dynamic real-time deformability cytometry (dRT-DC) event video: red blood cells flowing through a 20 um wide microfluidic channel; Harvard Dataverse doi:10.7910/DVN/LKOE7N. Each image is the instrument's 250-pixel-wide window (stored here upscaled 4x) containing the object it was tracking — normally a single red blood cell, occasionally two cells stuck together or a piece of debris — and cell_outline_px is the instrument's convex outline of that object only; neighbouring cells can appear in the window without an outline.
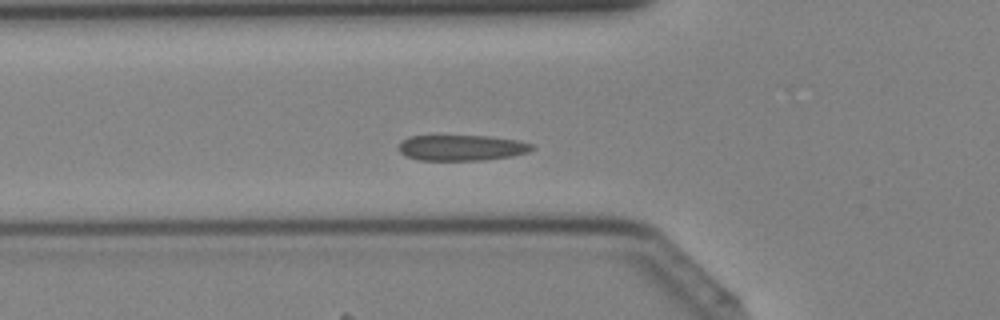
{"species": "Egyptian fruit bat (a non-hibernating species)", "species_latin": "Rousettus aegyptiacus", "temperature_condition": "cold", "stored_images_in_passage": 41, "segment_of_instrument_passage": [1, 2], "camera_frame_rate_fps": 3000, "um_per_image_px": 0.085, "animal": {"sex": "female"}, "frame": {"image": 1, "passage_image": 12, "time_ms": 3.667, "image_size_px": [1000, 320], "cell_outline_px": [[536, 148], [528, 152], [512, 156], [484, 160], [420, 160], [404, 156], [400, 152], [400, 140], [408, 136], [488, 136], [516, 140], [532, 144]], "centroid_in_image_um": [39.23, 12.56], "position_along_channel_um": 86.6, "area_um2": 20.0}}
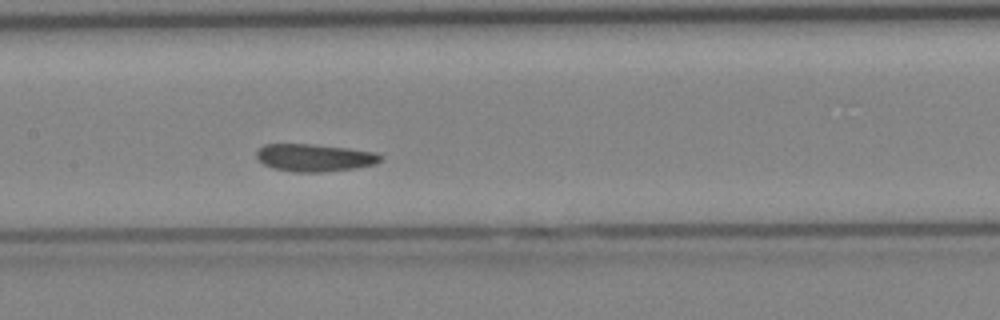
{"frame": {"image": 2, "passage_image": 18, "time_ms": 5.667, "image_size_px": [1000, 320], "cell_outline_px": [[384, 160], [376, 164], [356, 168], [324, 172], [292, 172], [272, 168], [264, 164], [256, 156], [256, 152], [264, 144], [312, 144], [348, 148], [376, 152], [384, 156]], "centroid_in_image_um": [26.79, 13.41], "position_along_channel_um": 180.6, "area_um2": 20.11}}
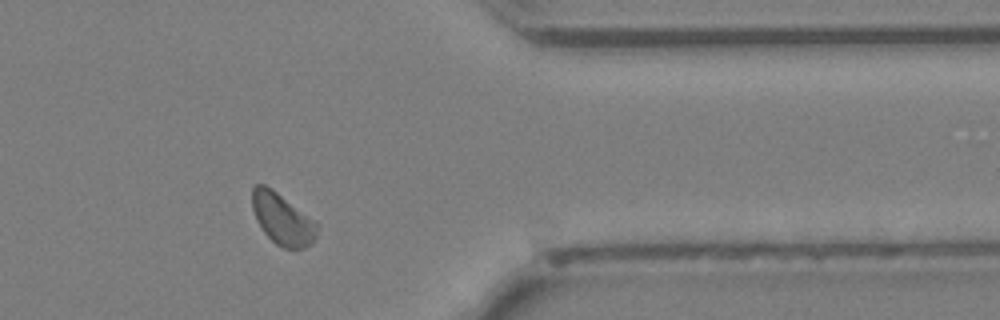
{"frame": {"image": 3, "passage_image": 32, "time_ms": 10.333, "image_size_px": [1000, 320], "cell_outline_px": [[320, 224], [316, 236], [312, 244], [304, 248], [284, 248], [276, 244], [264, 232], [256, 220], [252, 208], [252, 188], [256, 184], [264, 184], [272, 188]], "centroid_in_image_um": [24.02, 18.61], "position_along_channel_um": 387.4, "area_um2": 19.54}}